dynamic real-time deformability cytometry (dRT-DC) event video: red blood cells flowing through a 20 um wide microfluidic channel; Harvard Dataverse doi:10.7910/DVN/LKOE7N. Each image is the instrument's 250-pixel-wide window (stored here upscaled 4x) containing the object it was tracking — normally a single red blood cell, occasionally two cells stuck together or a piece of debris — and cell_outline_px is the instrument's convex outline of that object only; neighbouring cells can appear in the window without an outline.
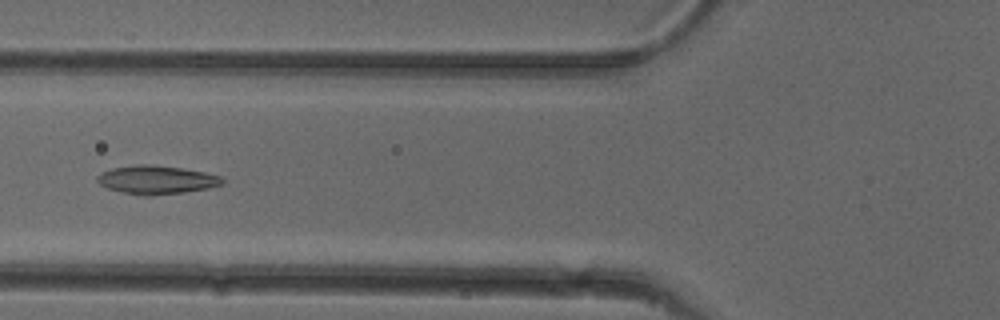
{"species": "common noctule bat (a hibernating species)", "species_latin": "Nyctalus noctula", "temperature_condition": "cold", "stored_images_in_passage": 52, "camera_frame_rate_fps": 3000, "um_per_image_px": 0.085, "animal": {"sex": "female"}, "frame": {"image": 1, "passage_image": 20, "time_ms": 6.333, "image_size_px": [1000, 320], "cell_outline_px": [[224, 184], [208, 188], [184, 192], [152, 196], [144, 196], [124, 192], [108, 188], [100, 184], [96, 180], [96, 176], [100, 172], [112, 168], [132, 164], [148, 164], [180, 168], [204, 172], [220, 176], [224, 180]], "centroid_in_image_um": [13.27, 15.28], "position_along_channel_um": 112.5, "area_um2": 20.81}}
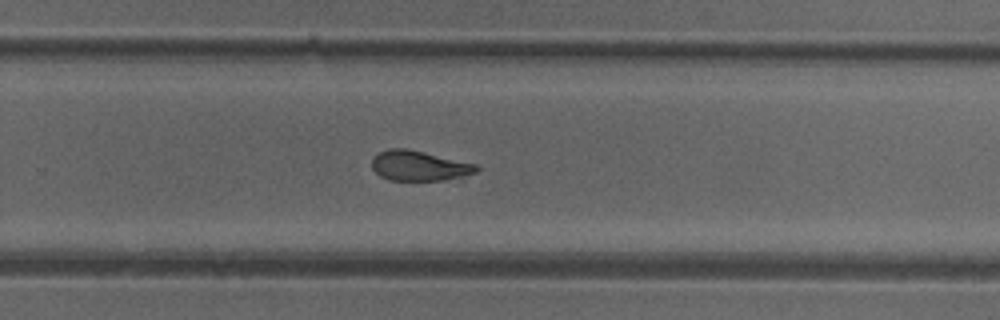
{"frame": {"image": 2, "passage_image": 34, "time_ms": 11.0, "image_size_px": [1000, 320], "cell_outline_px": [[480, 168], [476, 172], [444, 180], [388, 180], [380, 176], [372, 168], [372, 156], [388, 148], [408, 148], [476, 164]], "centroid_in_image_um": [35.58, 14.08], "position_along_channel_um": 294.2, "area_um2": 18.26}}
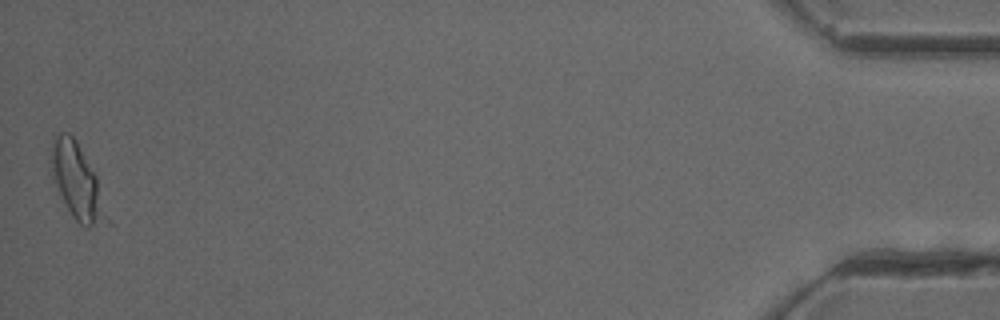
{"frame": {"image": 3, "passage_image": 52, "time_ms": 17.0, "image_size_px": [1000, 320], "cell_outline_px": [[112, 224], [88, 228], [80, 224], [72, 216], [52, 180], [48, 160], [52, 136], [60, 132], [68, 132], [76, 140], [96, 176], [112, 220]], "centroid_in_image_um": [6.56, 15.48], "position_along_channel_um": 428.6, "area_um2": 25.26}, "authors_computed_cell_mechanics": {"area_um2": 21.964, "velocity_mm_per_s": 3.8852, "shape_relaxation_time_tau1_ms": 9.1094, "shape_relaxation_time_tau2_ms": 2.3035, "deformation_change_tau1": 0.1684, "deformation_change_tau2": 0.0805}}